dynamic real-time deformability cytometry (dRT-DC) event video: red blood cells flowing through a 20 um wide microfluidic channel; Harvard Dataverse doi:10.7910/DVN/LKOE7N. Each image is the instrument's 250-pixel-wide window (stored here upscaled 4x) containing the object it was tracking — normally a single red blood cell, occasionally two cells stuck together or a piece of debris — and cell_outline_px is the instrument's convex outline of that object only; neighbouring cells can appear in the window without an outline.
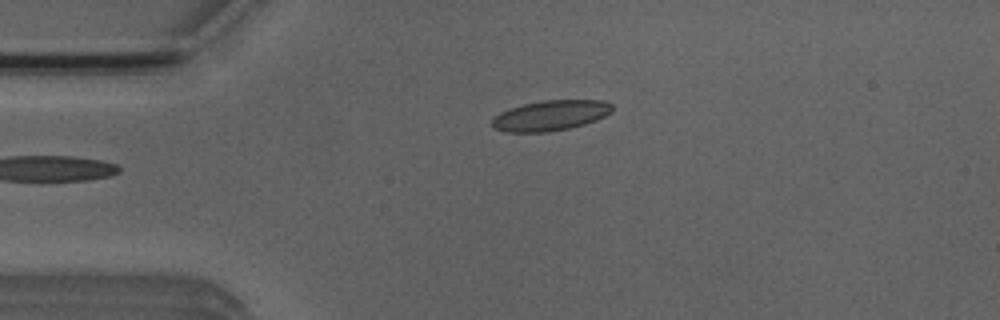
{"species": "Egyptian fruit bat (a non-hibernating species)", "species_latin": "Rousettus aegyptiacus", "temperature_condition": "room temperature", "stored_images_in_passage": 3, "camera_frame_rate_fps": 3000, "um_per_image_px": 0.085, "animal": {"sex": "male"}, "frame": {"image": 1, "passage_image": 3, "time_ms": 2.0, "image_size_px": [1000, 320], "cell_outline_px": [[612, 112], [596, 120], [572, 128], [548, 132], [504, 132], [492, 128], [488, 124], [500, 112], [508, 108], [524, 104], [544, 100], [604, 100], [612, 104]], "centroid_in_image_um": [46.76, 9.82], "position_along_channel_um": 38.2, "area_um2": 21.5}}